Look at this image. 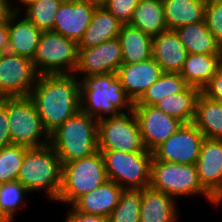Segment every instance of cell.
Here are the masks:
<instances>
[{"instance_id": "obj_7", "label": "cell", "mask_w": 222, "mask_h": 222, "mask_svg": "<svg viewBox=\"0 0 222 222\" xmlns=\"http://www.w3.org/2000/svg\"><path fill=\"white\" fill-rule=\"evenodd\" d=\"M99 151L108 180L123 189H143L150 186L152 152Z\"/></svg>"}, {"instance_id": "obj_42", "label": "cell", "mask_w": 222, "mask_h": 222, "mask_svg": "<svg viewBox=\"0 0 222 222\" xmlns=\"http://www.w3.org/2000/svg\"><path fill=\"white\" fill-rule=\"evenodd\" d=\"M89 1L101 6L106 0H89Z\"/></svg>"}, {"instance_id": "obj_10", "label": "cell", "mask_w": 222, "mask_h": 222, "mask_svg": "<svg viewBox=\"0 0 222 222\" xmlns=\"http://www.w3.org/2000/svg\"><path fill=\"white\" fill-rule=\"evenodd\" d=\"M97 135L98 150L152 152L144 144L133 110L98 120Z\"/></svg>"}, {"instance_id": "obj_16", "label": "cell", "mask_w": 222, "mask_h": 222, "mask_svg": "<svg viewBox=\"0 0 222 222\" xmlns=\"http://www.w3.org/2000/svg\"><path fill=\"white\" fill-rule=\"evenodd\" d=\"M98 6L89 0H63L56 13L53 32L78 43Z\"/></svg>"}, {"instance_id": "obj_9", "label": "cell", "mask_w": 222, "mask_h": 222, "mask_svg": "<svg viewBox=\"0 0 222 222\" xmlns=\"http://www.w3.org/2000/svg\"><path fill=\"white\" fill-rule=\"evenodd\" d=\"M7 112L12 145L38 148L49 144V133L29 97L7 98Z\"/></svg>"}, {"instance_id": "obj_46", "label": "cell", "mask_w": 222, "mask_h": 222, "mask_svg": "<svg viewBox=\"0 0 222 222\" xmlns=\"http://www.w3.org/2000/svg\"><path fill=\"white\" fill-rule=\"evenodd\" d=\"M4 99V97L2 96V94L0 93V102Z\"/></svg>"}, {"instance_id": "obj_3", "label": "cell", "mask_w": 222, "mask_h": 222, "mask_svg": "<svg viewBox=\"0 0 222 222\" xmlns=\"http://www.w3.org/2000/svg\"><path fill=\"white\" fill-rule=\"evenodd\" d=\"M98 120L81 110L49 134L61 164L91 156L98 151Z\"/></svg>"}, {"instance_id": "obj_33", "label": "cell", "mask_w": 222, "mask_h": 222, "mask_svg": "<svg viewBox=\"0 0 222 222\" xmlns=\"http://www.w3.org/2000/svg\"><path fill=\"white\" fill-rule=\"evenodd\" d=\"M29 192L19 181L0 184V213L8 222H11L16 211L21 209L22 202L25 203V193Z\"/></svg>"}, {"instance_id": "obj_24", "label": "cell", "mask_w": 222, "mask_h": 222, "mask_svg": "<svg viewBox=\"0 0 222 222\" xmlns=\"http://www.w3.org/2000/svg\"><path fill=\"white\" fill-rule=\"evenodd\" d=\"M118 38L122 49V64H131L152 57V37L130 24H122Z\"/></svg>"}, {"instance_id": "obj_36", "label": "cell", "mask_w": 222, "mask_h": 222, "mask_svg": "<svg viewBox=\"0 0 222 222\" xmlns=\"http://www.w3.org/2000/svg\"><path fill=\"white\" fill-rule=\"evenodd\" d=\"M140 0H106L102 6L122 24H129Z\"/></svg>"}, {"instance_id": "obj_35", "label": "cell", "mask_w": 222, "mask_h": 222, "mask_svg": "<svg viewBox=\"0 0 222 222\" xmlns=\"http://www.w3.org/2000/svg\"><path fill=\"white\" fill-rule=\"evenodd\" d=\"M204 20L208 30L222 47V0H206Z\"/></svg>"}, {"instance_id": "obj_32", "label": "cell", "mask_w": 222, "mask_h": 222, "mask_svg": "<svg viewBox=\"0 0 222 222\" xmlns=\"http://www.w3.org/2000/svg\"><path fill=\"white\" fill-rule=\"evenodd\" d=\"M141 189H124L109 222H140Z\"/></svg>"}, {"instance_id": "obj_44", "label": "cell", "mask_w": 222, "mask_h": 222, "mask_svg": "<svg viewBox=\"0 0 222 222\" xmlns=\"http://www.w3.org/2000/svg\"><path fill=\"white\" fill-rule=\"evenodd\" d=\"M0 222H8V221L2 216L1 213H0Z\"/></svg>"}, {"instance_id": "obj_15", "label": "cell", "mask_w": 222, "mask_h": 222, "mask_svg": "<svg viewBox=\"0 0 222 222\" xmlns=\"http://www.w3.org/2000/svg\"><path fill=\"white\" fill-rule=\"evenodd\" d=\"M202 187L218 202H222V139L204 138L196 162Z\"/></svg>"}, {"instance_id": "obj_6", "label": "cell", "mask_w": 222, "mask_h": 222, "mask_svg": "<svg viewBox=\"0 0 222 222\" xmlns=\"http://www.w3.org/2000/svg\"><path fill=\"white\" fill-rule=\"evenodd\" d=\"M150 187L173 198L200 194L213 205L220 204L200 184L196 164L163 162L153 157Z\"/></svg>"}, {"instance_id": "obj_37", "label": "cell", "mask_w": 222, "mask_h": 222, "mask_svg": "<svg viewBox=\"0 0 222 222\" xmlns=\"http://www.w3.org/2000/svg\"><path fill=\"white\" fill-rule=\"evenodd\" d=\"M201 93L207 98L222 102V64L211 80L201 89Z\"/></svg>"}, {"instance_id": "obj_19", "label": "cell", "mask_w": 222, "mask_h": 222, "mask_svg": "<svg viewBox=\"0 0 222 222\" xmlns=\"http://www.w3.org/2000/svg\"><path fill=\"white\" fill-rule=\"evenodd\" d=\"M124 189L113 181L107 180L91 192L82 195L72 205L76 211L86 214L109 217L118 205Z\"/></svg>"}, {"instance_id": "obj_39", "label": "cell", "mask_w": 222, "mask_h": 222, "mask_svg": "<svg viewBox=\"0 0 222 222\" xmlns=\"http://www.w3.org/2000/svg\"><path fill=\"white\" fill-rule=\"evenodd\" d=\"M66 216V220L64 222H109L107 217L86 214L80 211H76L73 207H71Z\"/></svg>"}, {"instance_id": "obj_11", "label": "cell", "mask_w": 222, "mask_h": 222, "mask_svg": "<svg viewBox=\"0 0 222 222\" xmlns=\"http://www.w3.org/2000/svg\"><path fill=\"white\" fill-rule=\"evenodd\" d=\"M38 76L32 60L5 52L0 61V93L4 98L29 97Z\"/></svg>"}, {"instance_id": "obj_18", "label": "cell", "mask_w": 222, "mask_h": 222, "mask_svg": "<svg viewBox=\"0 0 222 222\" xmlns=\"http://www.w3.org/2000/svg\"><path fill=\"white\" fill-rule=\"evenodd\" d=\"M152 57L163 73H180L187 51L175 30H166L152 38Z\"/></svg>"}, {"instance_id": "obj_43", "label": "cell", "mask_w": 222, "mask_h": 222, "mask_svg": "<svg viewBox=\"0 0 222 222\" xmlns=\"http://www.w3.org/2000/svg\"><path fill=\"white\" fill-rule=\"evenodd\" d=\"M20 1V3H21V5L23 4V5H28L29 3H31V2H34V1H36V0H19Z\"/></svg>"}, {"instance_id": "obj_29", "label": "cell", "mask_w": 222, "mask_h": 222, "mask_svg": "<svg viewBox=\"0 0 222 222\" xmlns=\"http://www.w3.org/2000/svg\"><path fill=\"white\" fill-rule=\"evenodd\" d=\"M200 93L199 88L188 86L183 92L164 97L155 107L183 124L193 123L196 102Z\"/></svg>"}, {"instance_id": "obj_27", "label": "cell", "mask_w": 222, "mask_h": 222, "mask_svg": "<svg viewBox=\"0 0 222 222\" xmlns=\"http://www.w3.org/2000/svg\"><path fill=\"white\" fill-rule=\"evenodd\" d=\"M193 124L206 138L222 139V102L199 94Z\"/></svg>"}, {"instance_id": "obj_26", "label": "cell", "mask_w": 222, "mask_h": 222, "mask_svg": "<svg viewBox=\"0 0 222 222\" xmlns=\"http://www.w3.org/2000/svg\"><path fill=\"white\" fill-rule=\"evenodd\" d=\"M222 64V55H204L187 53L180 75L189 86L200 90L216 74Z\"/></svg>"}, {"instance_id": "obj_25", "label": "cell", "mask_w": 222, "mask_h": 222, "mask_svg": "<svg viewBox=\"0 0 222 222\" xmlns=\"http://www.w3.org/2000/svg\"><path fill=\"white\" fill-rule=\"evenodd\" d=\"M167 30L204 21L206 0H162Z\"/></svg>"}, {"instance_id": "obj_38", "label": "cell", "mask_w": 222, "mask_h": 222, "mask_svg": "<svg viewBox=\"0 0 222 222\" xmlns=\"http://www.w3.org/2000/svg\"><path fill=\"white\" fill-rule=\"evenodd\" d=\"M12 145L9 131V119L7 112V98L0 102V149Z\"/></svg>"}, {"instance_id": "obj_28", "label": "cell", "mask_w": 222, "mask_h": 222, "mask_svg": "<svg viewBox=\"0 0 222 222\" xmlns=\"http://www.w3.org/2000/svg\"><path fill=\"white\" fill-rule=\"evenodd\" d=\"M152 38L167 30L162 0H140L129 23Z\"/></svg>"}, {"instance_id": "obj_40", "label": "cell", "mask_w": 222, "mask_h": 222, "mask_svg": "<svg viewBox=\"0 0 222 222\" xmlns=\"http://www.w3.org/2000/svg\"><path fill=\"white\" fill-rule=\"evenodd\" d=\"M13 0H0V26H4L9 23L11 16L15 12H21L18 7L13 8Z\"/></svg>"}, {"instance_id": "obj_12", "label": "cell", "mask_w": 222, "mask_h": 222, "mask_svg": "<svg viewBox=\"0 0 222 222\" xmlns=\"http://www.w3.org/2000/svg\"><path fill=\"white\" fill-rule=\"evenodd\" d=\"M205 136L193 124H182L153 151L156 160L170 163L196 164Z\"/></svg>"}, {"instance_id": "obj_21", "label": "cell", "mask_w": 222, "mask_h": 222, "mask_svg": "<svg viewBox=\"0 0 222 222\" xmlns=\"http://www.w3.org/2000/svg\"><path fill=\"white\" fill-rule=\"evenodd\" d=\"M19 14L15 12L8 23V52L33 60L42 32L26 17L17 19Z\"/></svg>"}, {"instance_id": "obj_23", "label": "cell", "mask_w": 222, "mask_h": 222, "mask_svg": "<svg viewBox=\"0 0 222 222\" xmlns=\"http://www.w3.org/2000/svg\"><path fill=\"white\" fill-rule=\"evenodd\" d=\"M187 53L222 55V47L208 30L205 20L175 29Z\"/></svg>"}, {"instance_id": "obj_14", "label": "cell", "mask_w": 222, "mask_h": 222, "mask_svg": "<svg viewBox=\"0 0 222 222\" xmlns=\"http://www.w3.org/2000/svg\"><path fill=\"white\" fill-rule=\"evenodd\" d=\"M144 144L149 151L166 141L183 124L178 119L165 114L155 106L134 105Z\"/></svg>"}, {"instance_id": "obj_41", "label": "cell", "mask_w": 222, "mask_h": 222, "mask_svg": "<svg viewBox=\"0 0 222 222\" xmlns=\"http://www.w3.org/2000/svg\"><path fill=\"white\" fill-rule=\"evenodd\" d=\"M9 47V31L8 24L0 26V50L8 52Z\"/></svg>"}, {"instance_id": "obj_31", "label": "cell", "mask_w": 222, "mask_h": 222, "mask_svg": "<svg viewBox=\"0 0 222 222\" xmlns=\"http://www.w3.org/2000/svg\"><path fill=\"white\" fill-rule=\"evenodd\" d=\"M63 0H36L26 5V18L41 32L53 31L56 13Z\"/></svg>"}, {"instance_id": "obj_45", "label": "cell", "mask_w": 222, "mask_h": 222, "mask_svg": "<svg viewBox=\"0 0 222 222\" xmlns=\"http://www.w3.org/2000/svg\"><path fill=\"white\" fill-rule=\"evenodd\" d=\"M4 53H5L4 51H1V50H0V61H1L2 56L4 55Z\"/></svg>"}, {"instance_id": "obj_8", "label": "cell", "mask_w": 222, "mask_h": 222, "mask_svg": "<svg viewBox=\"0 0 222 222\" xmlns=\"http://www.w3.org/2000/svg\"><path fill=\"white\" fill-rule=\"evenodd\" d=\"M32 61L39 76L73 74L78 63V43L53 31L42 32Z\"/></svg>"}, {"instance_id": "obj_22", "label": "cell", "mask_w": 222, "mask_h": 222, "mask_svg": "<svg viewBox=\"0 0 222 222\" xmlns=\"http://www.w3.org/2000/svg\"><path fill=\"white\" fill-rule=\"evenodd\" d=\"M121 26L122 23L102 5L98 6L82 38L78 42V48L98 46L107 40L118 37Z\"/></svg>"}, {"instance_id": "obj_20", "label": "cell", "mask_w": 222, "mask_h": 222, "mask_svg": "<svg viewBox=\"0 0 222 222\" xmlns=\"http://www.w3.org/2000/svg\"><path fill=\"white\" fill-rule=\"evenodd\" d=\"M175 198L153 188L141 189L140 222H177Z\"/></svg>"}, {"instance_id": "obj_4", "label": "cell", "mask_w": 222, "mask_h": 222, "mask_svg": "<svg viewBox=\"0 0 222 222\" xmlns=\"http://www.w3.org/2000/svg\"><path fill=\"white\" fill-rule=\"evenodd\" d=\"M61 175L60 158L53 147L48 144L26 150L17 181L30 193L44 189L47 197L56 201L61 189Z\"/></svg>"}, {"instance_id": "obj_5", "label": "cell", "mask_w": 222, "mask_h": 222, "mask_svg": "<svg viewBox=\"0 0 222 222\" xmlns=\"http://www.w3.org/2000/svg\"><path fill=\"white\" fill-rule=\"evenodd\" d=\"M108 180L101 152L62 164L61 189L57 200L72 205L82 195Z\"/></svg>"}, {"instance_id": "obj_17", "label": "cell", "mask_w": 222, "mask_h": 222, "mask_svg": "<svg viewBox=\"0 0 222 222\" xmlns=\"http://www.w3.org/2000/svg\"><path fill=\"white\" fill-rule=\"evenodd\" d=\"M116 73L123 90L133 103H136L163 74L153 57L141 62L121 64Z\"/></svg>"}, {"instance_id": "obj_2", "label": "cell", "mask_w": 222, "mask_h": 222, "mask_svg": "<svg viewBox=\"0 0 222 222\" xmlns=\"http://www.w3.org/2000/svg\"><path fill=\"white\" fill-rule=\"evenodd\" d=\"M80 82V110L100 120L132 111L133 101L123 90L117 73L84 76ZM108 114V116H106Z\"/></svg>"}, {"instance_id": "obj_30", "label": "cell", "mask_w": 222, "mask_h": 222, "mask_svg": "<svg viewBox=\"0 0 222 222\" xmlns=\"http://www.w3.org/2000/svg\"><path fill=\"white\" fill-rule=\"evenodd\" d=\"M188 86L180 73H163L134 105L155 106L164 97L183 92Z\"/></svg>"}, {"instance_id": "obj_13", "label": "cell", "mask_w": 222, "mask_h": 222, "mask_svg": "<svg viewBox=\"0 0 222 222\" xmlns=\"http://www.w3.org/2000/svg\"><path fill=\"white\" fill-rule=\"evenodd\" d=\"M122 64L119 38H113L90 48H78V63L73 74L84 76L116 73Z\"/></svg>"}, {"instance_id": "obj_34", "label": "cell", "mask_w": 222, "mask_h": 222, "mask_svg": "<svg viewBox=\"0 0 222 222\" xmlns=\"http://www.w3.org/2000/svg\"><path fill=\"white\" fill-rule=\"evenodd\" d=\"M28 147L10 145L0 149V184L17 181Z\"/></svg>"}, {"instance_id": "obj_1", "label": "cell", "mask_w": 222, "mask_h": 222, "mask_svg": "<svg viewBox=\"0 0 222 222\" xmlns=\"http://www.w3.org/2000/svg\"><path fill=\"white\" fill-rule=\"evenodd\" d=\"M75 74L38 76L29 98L50 134L80 111V82Z\"/></svg>"}]
</instances>
